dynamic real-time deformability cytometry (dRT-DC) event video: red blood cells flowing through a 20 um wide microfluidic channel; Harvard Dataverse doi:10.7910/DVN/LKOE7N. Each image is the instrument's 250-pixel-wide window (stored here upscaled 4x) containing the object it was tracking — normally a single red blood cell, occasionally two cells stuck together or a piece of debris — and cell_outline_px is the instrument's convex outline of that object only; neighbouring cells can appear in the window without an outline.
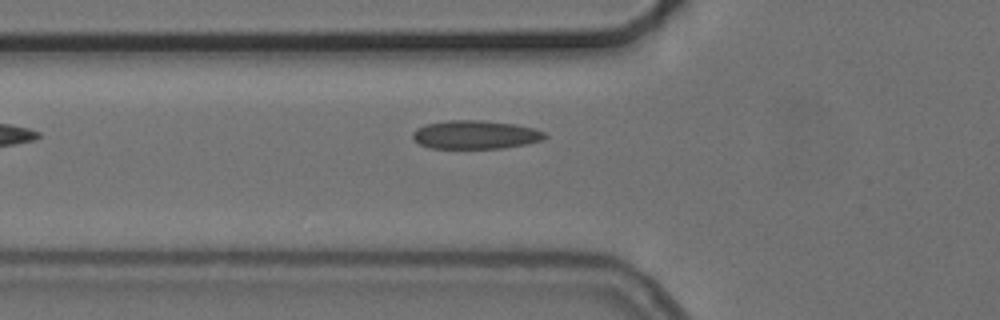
{"species": "common noctule bat (a hibernating species)", "species_latin": "Nyctalus noctula", "temperature_condition": "cold", "stored_images_in_passage": 4, "camera_frame_rate_fps": 3000, "um_per_image_px": 0.085, "animal": {"sex": "female", "body_mass_g": 24.6, "forearm_length_mm": 56.2}, "frame": {"image": 1, "passage_image": 4, "time_ms": 4.667, "image_size_px": [1000, 320], "cell_outline_px": [[548, 136], [544, 140], [504, 148], [428, 148], [420, 144], [412, 136], [412, 132], [416, 128], [424, 124], [448, 120], [480, 120], [516, 124], [532, 128], [544, 132]], "centroid_in_image_um": [40.39, 11.44], "position_along_channel_um": 85.4, "area_um2": 22.02}}